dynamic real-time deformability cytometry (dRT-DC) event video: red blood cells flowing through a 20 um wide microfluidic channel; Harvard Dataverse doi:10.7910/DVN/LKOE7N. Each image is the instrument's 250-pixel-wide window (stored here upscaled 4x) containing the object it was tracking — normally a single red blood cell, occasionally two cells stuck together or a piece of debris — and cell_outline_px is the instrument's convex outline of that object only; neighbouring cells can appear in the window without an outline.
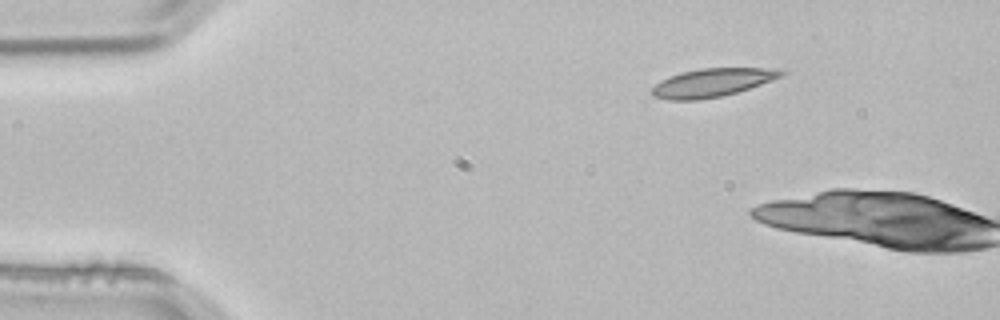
{"species": "common noctule bat (a hibernating species)", "species_latin": "Nyctalus noctula", "temperature_condition": "room temperature", "stored_images_in_passage": 2, "camera_frame_rate_fps": 3000, "um_per_image_px": 0.085, "animal": {"sex": "male", "body_mass_g": 21.5, "forearm_length_mm": 52.0}, "frame": {"image": 1, "passage_image": 1, "time_ms": 0.0, "image_size_px": [1000, 320], "cell_outline_px": [[788, 72], [780, 76], [760, 84], [736, 92], [720, 96], [700, 100], [668, 100], [652, 96], [652, 88], [660, 80], [668, 76], [680, 72], [700, 68], [788, 68]], "centroid_in_image_um": [60.54, 7.01], "position_along_channel_um": 24.5, "area_um2": 21.44}}